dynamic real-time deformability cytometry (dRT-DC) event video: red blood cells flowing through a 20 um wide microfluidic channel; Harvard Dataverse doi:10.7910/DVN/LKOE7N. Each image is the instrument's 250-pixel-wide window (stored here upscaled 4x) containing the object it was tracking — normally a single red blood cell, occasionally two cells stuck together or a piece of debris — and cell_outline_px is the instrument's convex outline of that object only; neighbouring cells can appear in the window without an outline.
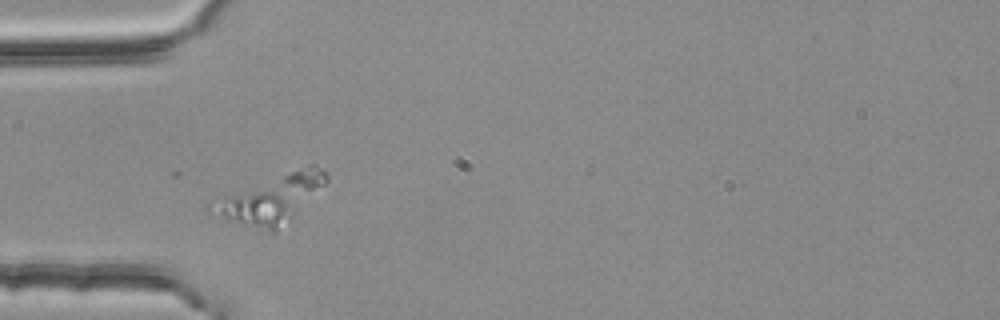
{"species": "common noctule bat (a hibernating species)", "species_latin": "Nyctalus noctula", "temperature_condition": "room temperature", "stored_images_in_passage": 1, "camera_frame_rate_fps": 3000, "um_per_image_px": 0.085, "animal": {"sex": "female", "body_mass_g": 25.1}, "frame": {"image": 1, "passage_image": 1, "time_ms": 0.0, "image_size_px": [1000, 320], "cell_outline_px": [[328, 180], [276, 232], [272, 232], [228, 220], [204, 212], [204, 204], [212, 200], [308, 164], [316, 164], [328, 176]], "centroid_in_image_um": [22.94, 16.92], "position_along_channel_um": 62.1, "area_um2": 31.27}}